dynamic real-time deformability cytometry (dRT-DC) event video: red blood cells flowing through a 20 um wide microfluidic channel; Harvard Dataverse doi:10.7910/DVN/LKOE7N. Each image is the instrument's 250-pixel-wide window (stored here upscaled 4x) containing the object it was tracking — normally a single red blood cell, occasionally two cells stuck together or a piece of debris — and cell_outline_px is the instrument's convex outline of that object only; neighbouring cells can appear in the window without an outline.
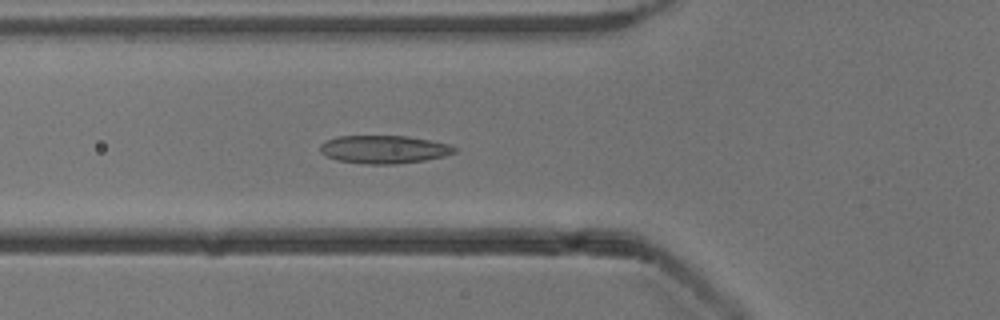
{"species": "common noctule bat (a hibernating species)", "species_latin": "Nyctalus noctula", "temperature_condition": "cold", "stored_images_in_passage": 43, "camera_frame_rate_fps": 3000, "um_per_image_px": 0.085, "animal": {"sex": "male", "body_mass_g": 13.3}, "frame": {"image": 1, "passage_image": 10, "time_ms": 3.0, "image_size_px": [1000, 320], "cell_outline_px": [[456, 152], [444, 156], [424, 160], [396, 164], [368, 164], [336, 160], [324, 156], [320, 152], [320, 144], [324, 140], [336, 136], [408, 136], [448, 144], [456, 148]], "centroid_in_image_um": [32.57, 12.7], "position_along_channel_um": 93.2, "area_um2": 22.02}}
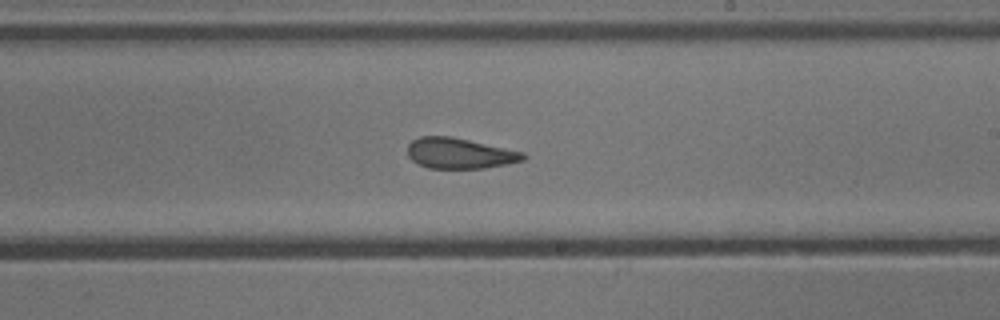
{"frame": {"image": 2, "passage_image": 22, "time_ms": 7.0, "image_size_px": [1000, 320], "cell_outline_px": [[528, 156], [524, 160], [508, 164], [484, 168], [428, 168], [412, 160], [408, 156], [408, 144], [412, 140], [420, 136], [452, 136], [524, 152]], "centroid_in_image_um": [39.09, 13.02], "position_along_channel_um": 249.9, "area_um2": 20.69}}
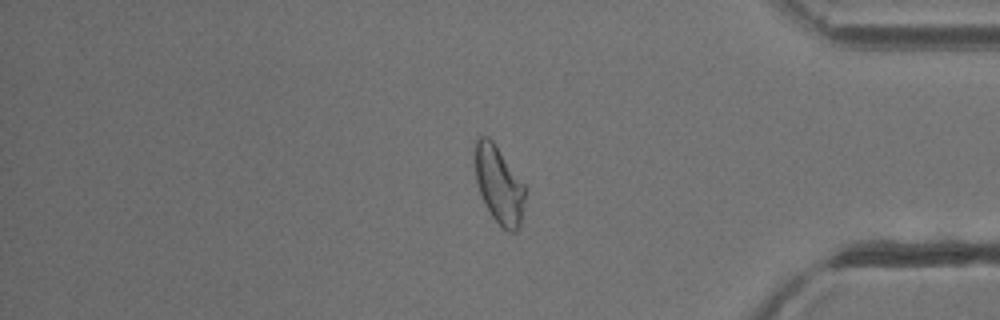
{"frame": {"image": 3, "passage_image": 35, "time_ms": 11.333, "image_size_px": [1000, 320], "cell_outline_px": [[524, 200], [520, 224], [516, 232], [508, 232], [492, 216], [484, 204], [480, 196], [476, 180], [476, 136], [488, 136], [492, 140], [524, 184]], "centroid_in_image_um": [42.4, 15.71], "position_along_channel_um": 392.8, "area_um2": 22.14}, "authors_computed_cell_mechanics": {"area_um2": 21.7906, "velocity_mm_per_s": 3.9006, "shape_relaxation_time_tau1_ms": 7.9583, "shape_relaxation_time_tau2_ms": 2.5024, "deformation_change_tau1": 0.18, "deformation_change_tau2": 0.0911}}